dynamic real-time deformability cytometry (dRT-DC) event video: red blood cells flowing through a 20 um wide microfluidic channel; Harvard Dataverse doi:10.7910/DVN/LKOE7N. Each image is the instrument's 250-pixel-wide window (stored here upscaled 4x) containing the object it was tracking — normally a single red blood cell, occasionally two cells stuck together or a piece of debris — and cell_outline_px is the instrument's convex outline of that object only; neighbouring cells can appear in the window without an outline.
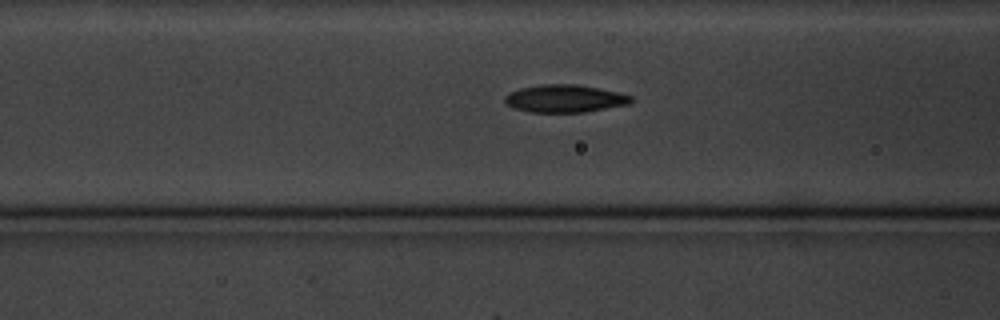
{"species": "common noctule bat (a hibernating species)", "species_latin": "Nyctalus noctula", "temperature_condition": "cold", "stored_images_in_passage": 8, "segment_of_instrument_passage": [2, 2], "camera_frame_rate_fps": 3000, "um_per_image_px": 0.085, "animal": {"sex": "male", "body_mass_g": 20.1, "forearm_length_mm": 53.5}, "frame": {"image": 1, "passage_image": 8, "time_ms": 8.333, "image_size_px": [1000, 320], "cell_outline_px": [[632, 100], [628, 104], [584, 112], [532, 112], [512, 108], [504, 100], [504, 96], [520, 88], [544, 84], [576, 84], [616, 92], [632, 96]], "centroid_in_image_um": [47.97, 8.38], "position_along_channel_um": 118.6, "area_um2": 20.0}}